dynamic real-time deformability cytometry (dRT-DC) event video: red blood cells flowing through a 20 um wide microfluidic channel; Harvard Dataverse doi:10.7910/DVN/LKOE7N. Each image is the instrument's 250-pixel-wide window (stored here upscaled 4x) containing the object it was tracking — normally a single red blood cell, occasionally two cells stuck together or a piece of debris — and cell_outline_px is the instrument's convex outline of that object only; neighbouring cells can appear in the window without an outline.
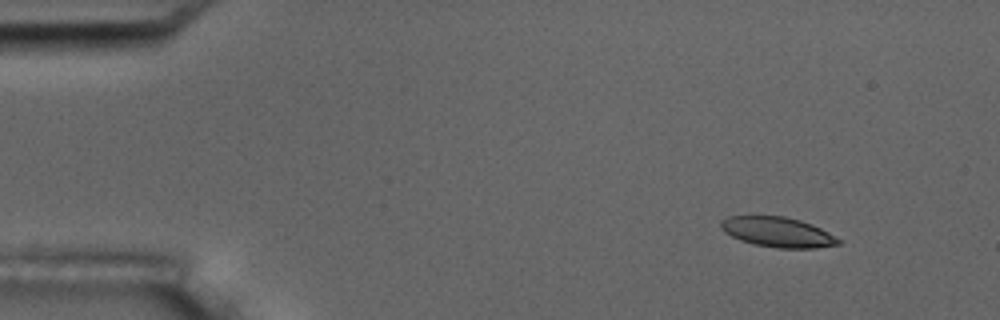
{"species": "common noctule bat (a hibernating species)", "species_latin": "Nyctalus noctula", "temperature_condition": "room temperature", "stored_images_in_passage": 4, "camera_frame_rate_fps": 3000, "um_per_image_px": 0.085, "animal": {"sex": "male", "body_mass_g": 17.5, "forearm_length_mm": 52.3}, "frame": {"image": 1, "passage_image": 1, "time_ms": 0.0, "image_size_px": [1000, 320], "cell_outline_px": [[840, 244], [816, 248], [776, 248], [752, 244], [740, 240], [724, 232], [720, 224], [720, 220], [728, 216], [784, 216], [800, 220], [812, 224], [828, 232], [840, 240]], "centroid_in_image_um": [66.08, 19.73], "position_along_channel_um": 18.9, "area_um2": 20.58}}